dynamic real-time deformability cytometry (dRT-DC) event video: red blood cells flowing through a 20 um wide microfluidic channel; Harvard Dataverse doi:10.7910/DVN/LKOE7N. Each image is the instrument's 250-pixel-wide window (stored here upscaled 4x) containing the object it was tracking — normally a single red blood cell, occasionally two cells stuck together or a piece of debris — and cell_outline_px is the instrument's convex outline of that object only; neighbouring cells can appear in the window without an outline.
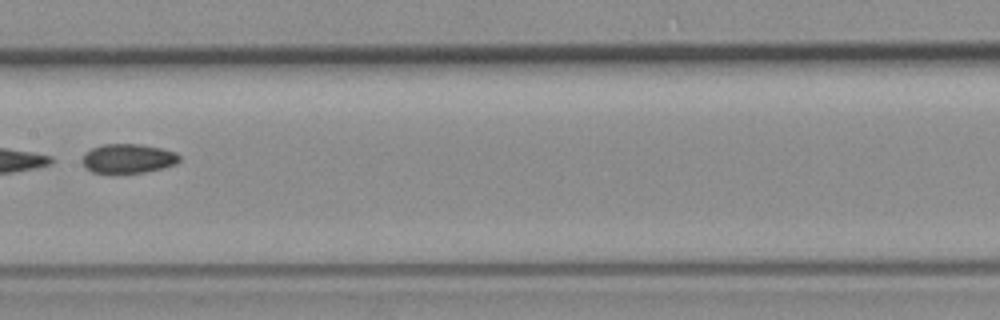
{"species": "common noctule bat (a hibernating species)", "species_latin": "Nyctalus noctula", "temperature_condition": "room temperature", "stored_images_in_passage": 8, "segment_of_instrument_passage": [2, 2], "camera_frame_rate_fps": 3000, "um_per_image_px": 0.085, "animal": {"sex": "female", "body_mass_g": 19.3, "forearm_length_mm": 54.1}, "frame": {"image": 1, "passage_image": 8, "time_ms": 8.667, "image_size_px": [1000, 320], "cell_outline_px": [[180, 160], [176, 164], [144, 172], [112, 176], [92, 172], [84, 168], [80, 160], [84, 152], [92, 148], [104, 144], [140, 144], [160, 148], [176, 152], [180, 156]], "centroid_in_image_um": [10.8, 13.51], "position_along_channel_um": 196.6, "area_um2": 17.28}}